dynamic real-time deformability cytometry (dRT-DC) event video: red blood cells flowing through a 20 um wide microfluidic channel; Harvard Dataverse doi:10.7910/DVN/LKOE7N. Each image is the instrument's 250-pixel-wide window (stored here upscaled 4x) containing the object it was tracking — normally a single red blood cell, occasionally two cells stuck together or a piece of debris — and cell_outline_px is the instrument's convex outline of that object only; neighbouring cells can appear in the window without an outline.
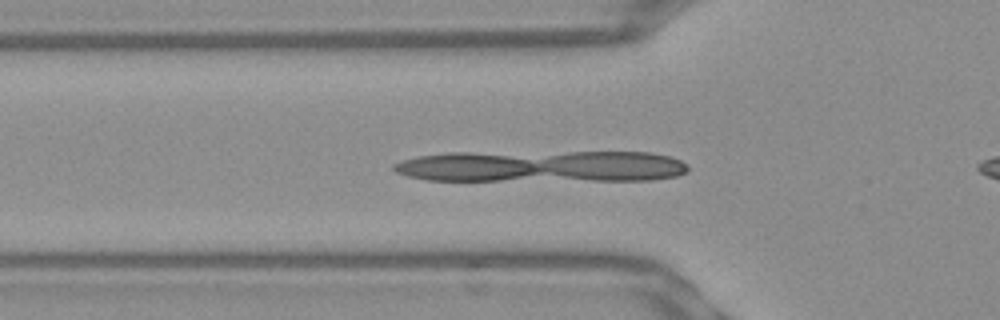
{"species": "Egyptian fruit bat (a non-hibernating species)", "species_latin": "Rousettus aegyptiacus", "temperature_condition": "warm", "stored_images_in_passage": 3, "camera_frame_rate_fps": 3000, "um_per_image_px": 0.085, "frame": {"image": 1, "passage_image": 2, "time_ms": 0.333, "image_size_px": [1000, 320], "cell_outline_px": [[536, 168], [528, 172], [508, 176], [484, 180], [452, 180], [428, 176], [440, 156], [488, 156], [516, 160], [528, 164]], "centroid_in_image_um": [40.56, 14.27], "position_along_channel_um": 85.2, "area_um2": 14.22}}